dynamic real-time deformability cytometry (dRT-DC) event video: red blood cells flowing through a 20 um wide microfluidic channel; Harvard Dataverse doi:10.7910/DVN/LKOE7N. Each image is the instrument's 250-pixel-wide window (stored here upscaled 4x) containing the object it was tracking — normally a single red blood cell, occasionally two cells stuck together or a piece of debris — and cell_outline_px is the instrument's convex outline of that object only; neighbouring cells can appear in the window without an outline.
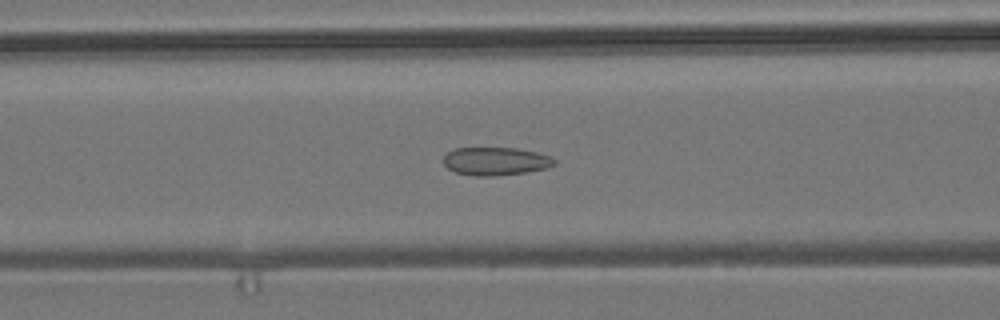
{"species": "common noctule bat (a hibernating species)", "species_latin": "Nyctalus noctula", "temperature_condition": "room temperature", "stored_images_in_passage": 54, "camera_frame_rate_fps": 3000, "um_per_image_px": 0.085, "animal": {"sex": "male", "body_mass_g": 19.2, "forearm_length_mm": 51.8}, "frame": {"image": 1, "passage_image": 21, "time_ms": 6.667, "image_size_px": [1000, 320], "cell_outline_px": [[556, 164], [548, 168], [524, 172], [492, 176], [472, 176], [456, 172], [448, 168], [444, 164], [444, 156], [448, 152], [456, 148], [516, 148], [536, 152], [552, 156], [556, 160]], "centroid_in_image_um": [42.15, 13.7], "position_along_channel_um": 124.4, "area_um2": 18.15}}
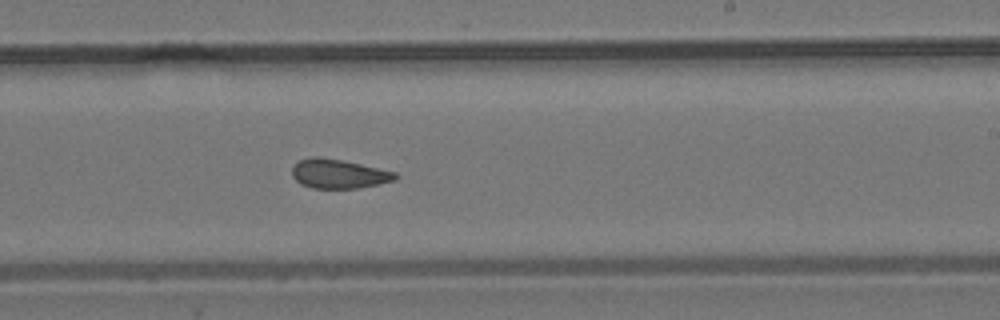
{"frame": {"image": 2, "passage_image": 32, "time_ms": 10.333, "image_size_px": [1000, 320], "cell_outline_px": [[400, 176], [396, 180], [356, 188], [312, 188], [300, 184], [292, 176], [292, 168], [300, 160], [312, 156], [320, 156], [360, 164], [396, 172]], "centroid_in_image_um": [28.78, 14.77], "position_along_channel_um": 260.2, "area_um2": 17.46}}
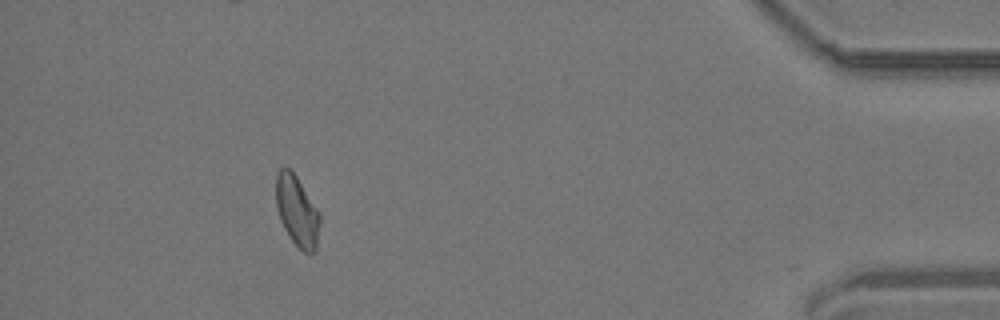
{"frame": {"image": 3, "passage_image": 49, "time_ms": 16.0, "image_size_px": [1000, 320], "cell_outline_px": [[320, 220], [316, 252], [304, 252], [292, 240], [284, 228], [280, 220], [276, 208], [276, 172], [280, 168], [288, 168], [296, 176], [316, 208], [320, 216]], "centroid_in_image_um": [25.23, 17.94], "position_along_channel_um": 410.0, "area_um2": 17.74}, "authors_computed_cell_mechanics": {"area_um2": 18.1781, "velocity_mm_per_s": 3.7073, "shape_relaxation_time_tau1_ms": null, "shape_relaxation_time_tau2_ms": 2.1798, "deformation_change_tau1": null, "deformation_change_tau2": 0.0927}}